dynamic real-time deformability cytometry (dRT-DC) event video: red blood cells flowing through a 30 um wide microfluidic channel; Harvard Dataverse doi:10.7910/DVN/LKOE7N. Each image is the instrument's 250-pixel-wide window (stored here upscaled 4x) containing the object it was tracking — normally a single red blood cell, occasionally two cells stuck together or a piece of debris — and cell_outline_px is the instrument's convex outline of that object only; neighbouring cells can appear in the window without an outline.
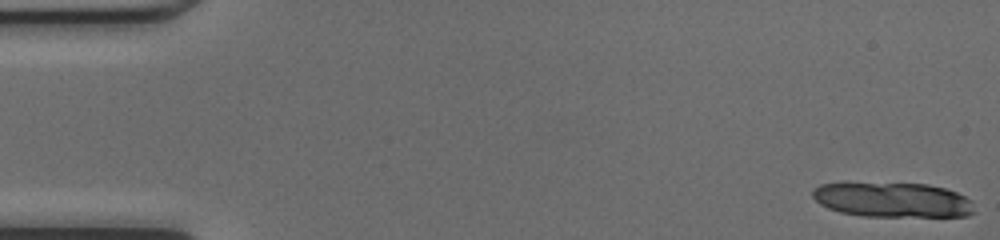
{"species": "common noctule bat (a hibernating species)", "species_latin": "Nyctalus noctula", "temperature_condition": "cold", "stored_images_in_passage": 14, "camera_frame_rate_fps": 3000, "um_per_image_px": 0.085, "animal": {"sex": "female", "body_mass_g": 17.0, "forearm_length_mm": 48.0}, "frame": {"image": 1, "passage_image": 1, "time_ms": 0.0, "image_size_px": [1000, 240], "cell_outline_px": [[976, 212], [968, 216], [864, 216], [840, 212], [828, 208], [820, 204], [812, 196], [812, 188], [820, 184], [844, 180], [928, 184], [944, 188], [956, 192], [972, 200]], "centroid_in_image_um": [75.8, 16.94], "position_along_channel_um": 9.2, "area_um2": 34.1}}